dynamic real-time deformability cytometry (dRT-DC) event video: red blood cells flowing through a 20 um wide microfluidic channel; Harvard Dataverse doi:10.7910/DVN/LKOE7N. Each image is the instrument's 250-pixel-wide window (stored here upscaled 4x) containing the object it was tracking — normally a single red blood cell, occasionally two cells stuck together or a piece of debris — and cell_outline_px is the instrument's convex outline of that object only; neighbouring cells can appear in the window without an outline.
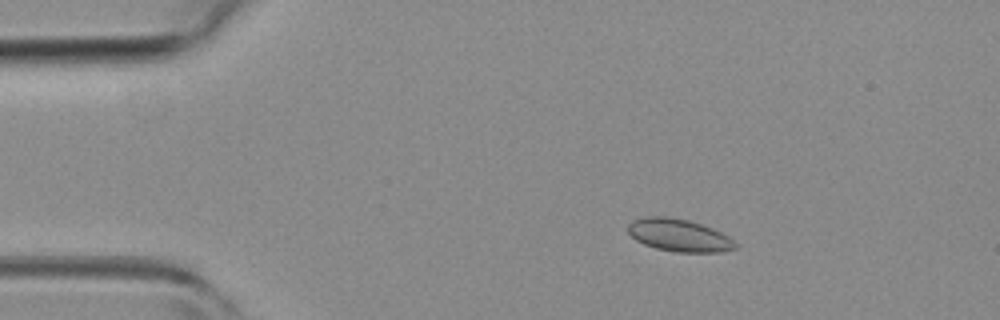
{"species": "common noctule bat (a hibernating species)", "species_latin": "Nyctalus noctula", "temperature_condition": "room temperature", "stored_images_in_passage": 5, "camera_frame_rate_fps": 3000, "um_per_image_px": 0.085, "animal": {"sex": "female", "body_mass_g": 19.3, "forearm_length_mm": 54.1}, "frame": {"image": 1, "passage_image": 2, "time_ms": 1.333, "image_size_px": [1000, 320], "cell_outline_px": [[740, 244], [736, 248], [720, 252], [676, 252], [656, 248], [644, 244], [636, 240], [628, 232], [628, 224], [632, 220], [644, 216], [668, 216], [688, 220], [712, 228], [728, 236]], "centroid_in_image_um": [57.72, 19.99], "position_along_channel_um": 27.3, "area_um2": 20.46}}
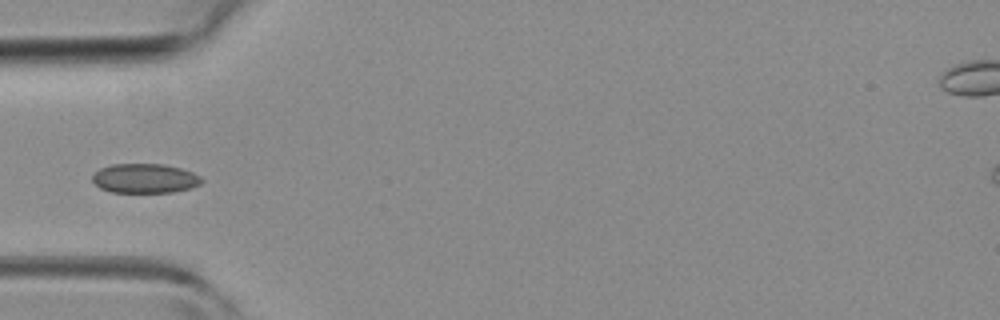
{"frame": {"image": 2, "passage_image": 4, "time_ms": 3.667, "image_size_px": [1000, 320], "cell_outline_px": [[204, 180], [200, 184], [192, 188], [172, 192], [112, 192], [100, 188], [92, 180], [92, 176], [100, 168], [112, 164], [164, 164], [180, 168], [192, 172], [200, 176]], "centroid_in_image_um": [12.33, 15.16], "position_along_channel_um": 72.7, "area_um2": 18.73}}
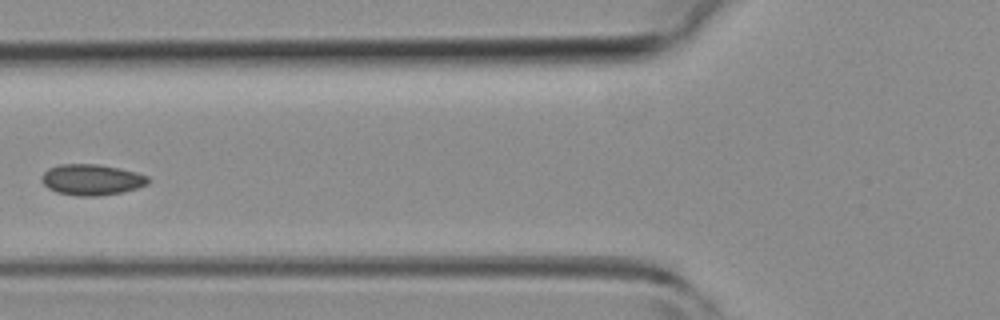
{"frame": {"image": 3, "passage_image": 5, "time_ms": 4.667, "image_size_px": [1000, 320], "cell_outline_px": [[152, 180], [148, 184], [124, 192], [100, 196], [80, 196], [56, 192], [48, 188], [40, 180], [40, 176], [48, 168], [60, 164], [100, 164], [120, 168], [136, 172], [148, 176]], "centroid_in_image_um": [7.8, 15.27], "position_along_channel_um": 118.0, "area_um2": 19.48}}